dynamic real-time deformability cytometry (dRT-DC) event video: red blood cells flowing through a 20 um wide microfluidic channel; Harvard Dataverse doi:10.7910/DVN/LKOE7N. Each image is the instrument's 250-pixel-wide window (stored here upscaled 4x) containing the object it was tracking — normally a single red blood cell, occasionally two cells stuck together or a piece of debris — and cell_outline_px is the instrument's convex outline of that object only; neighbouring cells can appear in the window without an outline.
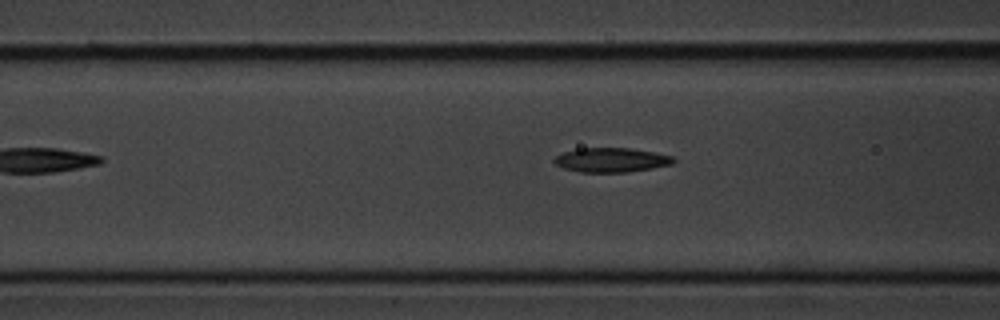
{"species": "common noctule bat (a hibernating species)", "species_latin": "Nyctalus noctula", "temperature_condition": "cold", "stored_images_in_passage": 9, "camera_frame_rate_fps": 3000, "um_per_image_px": 0.085, "animal": {"sex": "male", "body_mass_g": 20.1, "forearm_length_mm": 53.5}, "frame": {"image": 1, "passage_image": 7, "time_ms": 2.0, "image_size_px": [1000, 320], "cell_outline_px": [[676, 160], [672, 164], [652, 168], [628, 172], [580, 172], [564, 168], [556, 164], [552, 160], [556, 156], [564, 152], [580, 148], [628, 148], [652, 152], [672, 156]], "centroid_in_image_um": [51.95, 13.6], "position_along_channel_um": 114.7, "area_um2": 16.76}}